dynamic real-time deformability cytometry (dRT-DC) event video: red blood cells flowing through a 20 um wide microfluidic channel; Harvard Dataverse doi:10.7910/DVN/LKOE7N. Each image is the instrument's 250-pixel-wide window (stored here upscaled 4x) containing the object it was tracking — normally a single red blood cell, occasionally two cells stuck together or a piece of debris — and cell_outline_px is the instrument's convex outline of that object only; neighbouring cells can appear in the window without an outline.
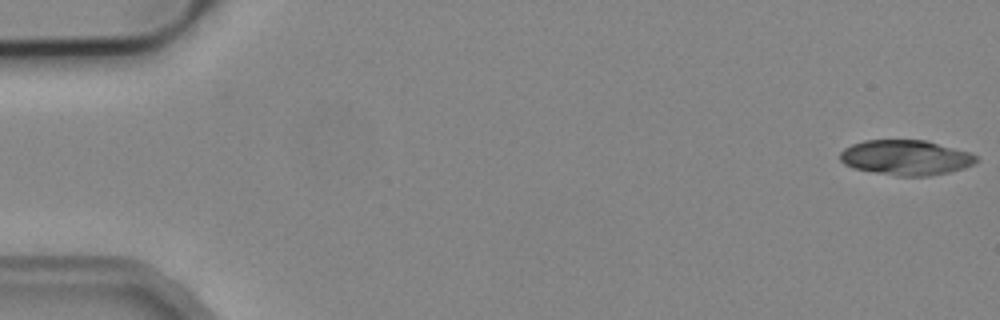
{"species": "common noctule bat (a hibernating species)", "species_latin": "Nyctalus noctula", "temperature_condition": "cold", "stored_images_in_passage": 5, "camera_frame_rate_fps": 3000, "um_per_image_px": 0.085, "animal": {"sex": "male", "body_mass_g": 19.2, "forearm_length_mm": 51.8}, "frame": {"image": 1, "passage_image": 1, "time_ms": 0.0, "image_size_px": [1000, 320], "cell_outline_px": [[976, 160], [972, 164], [964, 168], [948, 172], [928, 176], [896, 176], [852, 168], [844, 164], [840, 160], [840, 152], [844, 148], [852, 144], [864, 140], [928, 140], [968, 152], [976, 156]], "centroid_in_image_um": [76.95, 13.39], "position_along_channel_um": 8.0, "area_um2": 27.8}}